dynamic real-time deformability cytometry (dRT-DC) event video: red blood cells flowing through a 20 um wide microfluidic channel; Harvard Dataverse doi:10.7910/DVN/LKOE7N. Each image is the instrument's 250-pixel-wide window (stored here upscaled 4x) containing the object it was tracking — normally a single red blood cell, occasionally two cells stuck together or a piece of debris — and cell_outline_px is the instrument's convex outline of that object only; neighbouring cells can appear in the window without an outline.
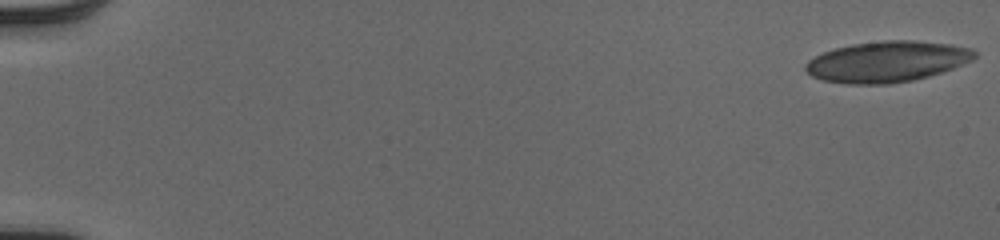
{"species": "human", "species_latin": "Homo sapiens", "temperature_condition": "cold", "stored_images_in_passage": 53, "camera_frame_rate_fps": 3000, "um_per_image_px": 0.085, "donor": {"sex": "male"}, "frame": {"image": 1, "passage_image": 1, "time_ms": 0.0, "image_size_px": [1000, 240], "cell_outline_px": [[976, 56], [972, 60], [952, 68], [928, 76], [912, 80], [888, 84], [844, 84], [824, 80], [812, 76], [804, 68], [804, 64], [808, 60], [824, 52], [836, 48], [852, 44], [884, 40], [912, 40], [952, 44], [972, 48], [976, 52]], "centroid_in_image_um": [75.39, 5.23], "position_along_channel_um": 9.6, "area_um2": 40.17}}
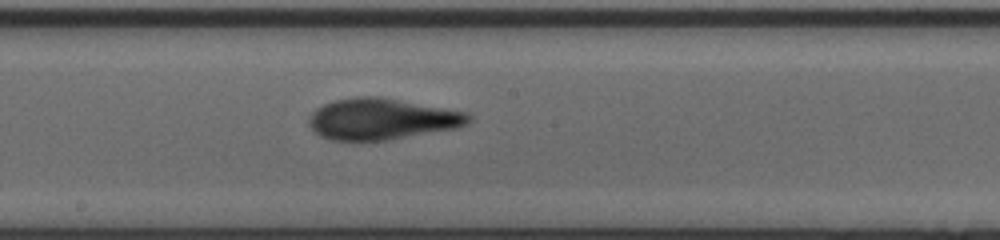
{"frame": {"image": 2, "passage_image": 31, "time_ms": 10.0, "image_size_px": [1000, 240], "cell_outline_px": [[472, 120], [468, 124], [456, 128], [388, 140], [332, 140], [320, 136], [308, 124], [308, 116], [316, 108], [324, 104], [336, 100], [356, 96], [380, 96], [468, 112], [472, 116]], "centroid_in_image_um": [32.47, 10.11], "position_along_channel_um": 215.7, "area_um2": 38.49}}
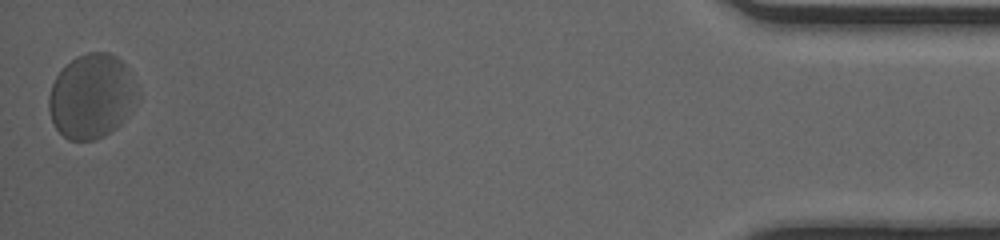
{"frame": {"image": 3, "passage_image": 53, "time_ms": 17.333, "image_size_px": [1000, 240], "cell_outline_px": [[140, 96], [120, 124], [116, 128], [104, 136], [92, 140], [68, 140], [56, 128], [52, 120], [48, 108], [48, 96], [52, 84], [56, 76], [76, 56], [88, 52], [108, 52], [116, 56], [128, 68]], "centroid_in_image_um": [7.78, 8.18], "position_along_channel_um": 427.4, "area_um2": 43.47}, "authors_computed_cell_mechanics": {"area_um2": 38.6104, "velocity_mm_per_s": 3.9599, "shape_relaxation_time_tau1_ms": 3.0912, "shape_relaxation_time_tau2_ms": 1.6347, "deformation_change_tau1": 0.1285, "deformation_change_tau2": 0.0849}}